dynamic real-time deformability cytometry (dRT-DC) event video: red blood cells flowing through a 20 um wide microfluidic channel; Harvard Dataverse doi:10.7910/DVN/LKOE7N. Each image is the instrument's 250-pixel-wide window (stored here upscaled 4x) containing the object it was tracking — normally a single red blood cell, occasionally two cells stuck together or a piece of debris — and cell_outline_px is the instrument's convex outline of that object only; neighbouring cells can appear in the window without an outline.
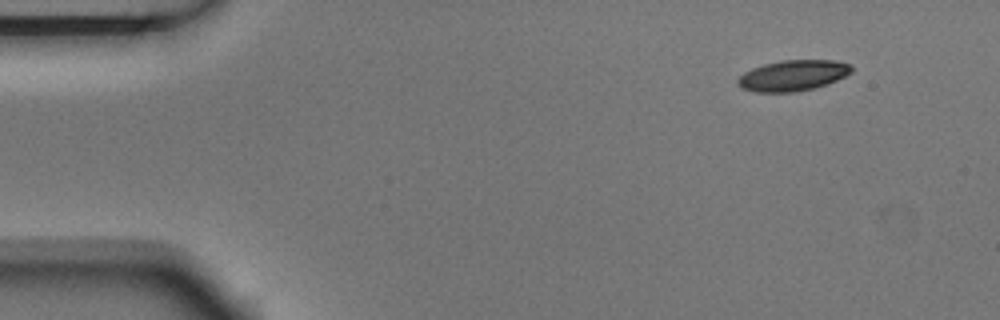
{"species": "Egyptian fruit bat (a non-hibernating species)", "species_latin": "Rousettus aegyptiacus", "temperature_condition": "room temperature", "stored_images_in_passage": 4, "camera_frame_rate_fps": 3000, "um_per_image_px": 0.085, "animal": {"sex": "male"}, "frame": {"image": 1, "passage_image": 1, "time_ms": 0.0, "image_size_px": [1000, 320], "cell_outline_px": [[852, 72], [828, 84], [796, 92], [756, 92], [744, 88], [736, 84], [736, 80], [744, 72], [752, 68], [764, 64], [780, 60], [836, 60], [848, 64], [852, 68]], "centroid_in_image_um": [67.38, 6.41], "position_along_channel_um": 17.6, "area_um2": 20.35}}